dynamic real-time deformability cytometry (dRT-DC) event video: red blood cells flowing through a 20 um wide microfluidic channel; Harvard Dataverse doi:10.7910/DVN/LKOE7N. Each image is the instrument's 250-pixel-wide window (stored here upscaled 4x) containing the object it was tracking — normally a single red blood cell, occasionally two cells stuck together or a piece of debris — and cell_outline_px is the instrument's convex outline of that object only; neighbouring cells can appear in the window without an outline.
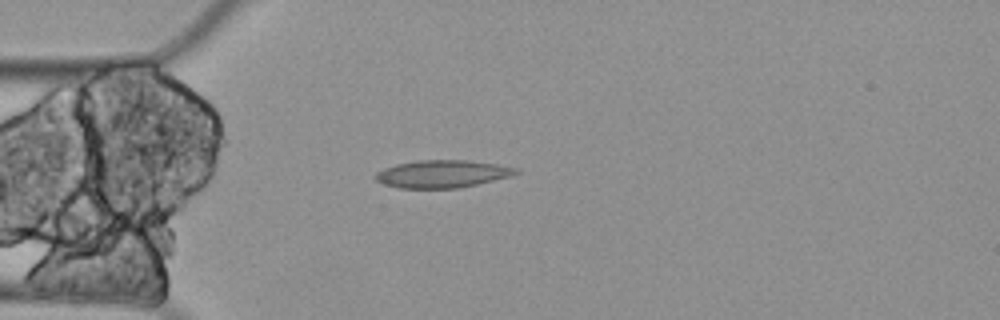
{"species": "Egyptian fruit bat (a non-hibernating species)", "species_latin": "Rousettus aegyptiacus", "temperature_condition": "cold", "stored_images_in_passage": 4, "camera_frame_rate_fps": 3000, "um_per_image_px": 0.085, "animal": {"sex": "female"}, "frame": {"image": 1, "passage_image": 4, "time_ms": 1.0, "image_size_px": [1000, 320], "cell_outline_px": [[520, 172], [512, 176], [460, 188], [400, 188], [384, 184], [376, 180], [372, 176], [376, 172], [384, 168], [396, 164], [416, 160], [468, 160], [496, 164], [516, 168]], "centroid_in_image_um": [37.57, 14.78], "position_along_channel_um": 47.4, "area_um2": 22.66}}